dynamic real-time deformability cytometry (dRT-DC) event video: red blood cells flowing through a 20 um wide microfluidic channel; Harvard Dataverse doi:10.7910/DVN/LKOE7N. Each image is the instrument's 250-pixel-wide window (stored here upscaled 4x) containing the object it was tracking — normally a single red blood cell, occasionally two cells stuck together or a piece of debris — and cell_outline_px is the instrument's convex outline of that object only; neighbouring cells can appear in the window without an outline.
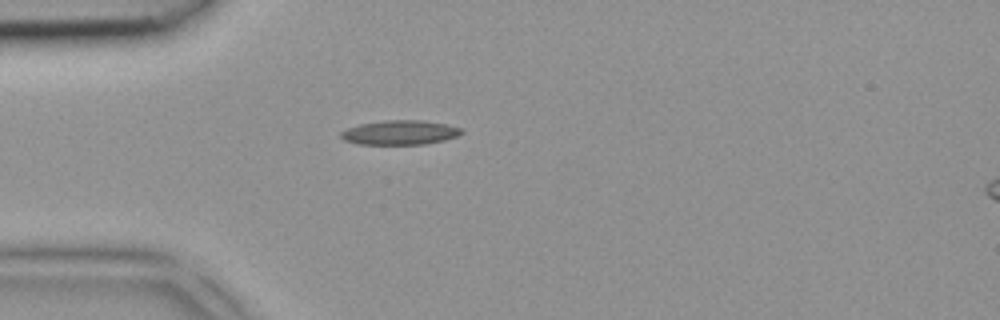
{"species": "common noctule bat (a hibernating species)", "species_latin": "Nyctalus noctula", "temperature_condition": "room temperature", "stored_images_in_passage": 3, "camera_frame_rate_fps": 3000, "um_per_image_px": 0.085, "animal": {"sex": "female", "body_mass_g": 18.4}, "frame": {"image": 1, "passage_image": 3, "time_ms": 0.667, "image_size_px": [1000, 320], "cell_outline_px": [[464, 132], [456, 136], [444, 140], [424, 144], [360, 144], [344, 140], [340, 136], [340, 132], [348, 128], [360, 124], [384, 120], [420, 120], [444, 124], [464, 128]], "centroid_in_image_um": [34.0, 11.26], "position_along_channel_um": 51.0, "area_um2": 17.05}}